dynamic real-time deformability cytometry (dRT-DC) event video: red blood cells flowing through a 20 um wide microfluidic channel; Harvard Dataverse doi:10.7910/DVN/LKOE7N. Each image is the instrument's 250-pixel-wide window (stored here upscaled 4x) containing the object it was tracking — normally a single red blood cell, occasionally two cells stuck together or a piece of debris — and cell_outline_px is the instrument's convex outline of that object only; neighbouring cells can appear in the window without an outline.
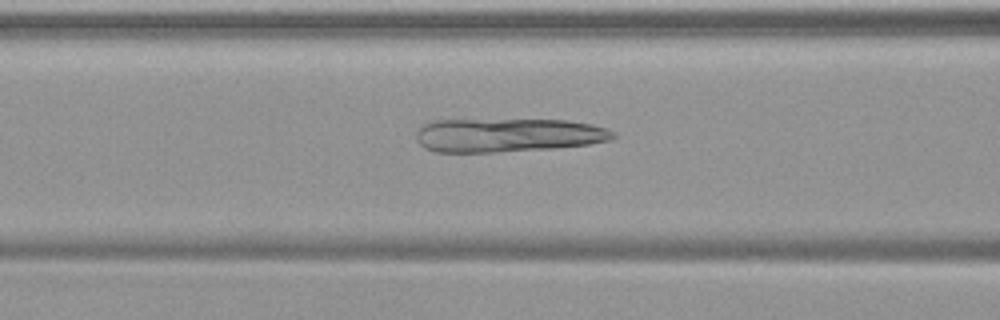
{"species": "common noctule bat (a hibernating species)", "species_latin": "Nyctalus noctula", "temperature_condition": "warm", "stored_images_in_passage": 53, "camera_frame_rate_fps": 3000, "um_per_image_px": 0.085, "animal": {"sex": "female", "body_mass_g": 19.9}, "frame": {"image": 1, "passage_image": 22, "time_ms": 7.0, "image_size_px": [1000, 320], "cell_outline_px": [[616, 136], [608, 140], [588, 144], [556, 148], [496, 152], [436, 152], [424, 148], [416, 140], [416, 132], [424, 124], [432, 120], [568, 120], [592, 124], [608, 128], [616, 132]], "centroid_in_image_um": [43.17, 11.49], "position_along_channel_um": 123.4, "area_um2": 38.9}}
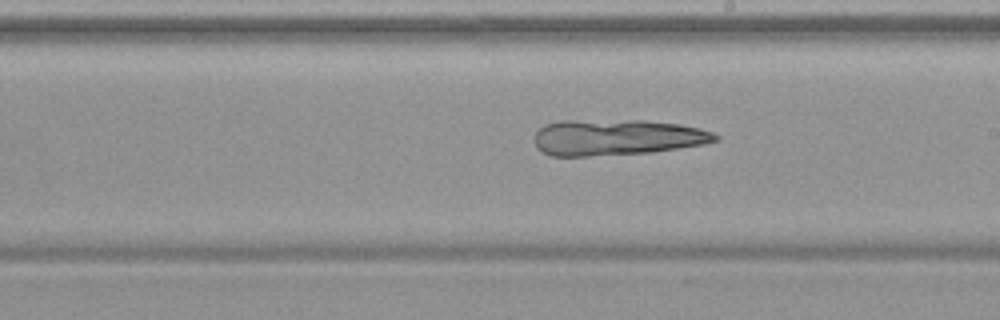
{"frame": {"image": 2, "passage_image": 31, "time_ms": 10.0, "image_size_px": [1000, 320], "cell_outline_px": [[720, 140], [704, 144], [652, 152], [588, 156], [552, 156], [536, 148], [536, 132], [544, 124], [560, 120], [644, 120], [680, 124], [700, 128], [712, 132], [720, 136]], "centroid_in_image_um": [52.45, 11.66], "position_along_channel_um": 236.6, "area_um2": 38.09}}
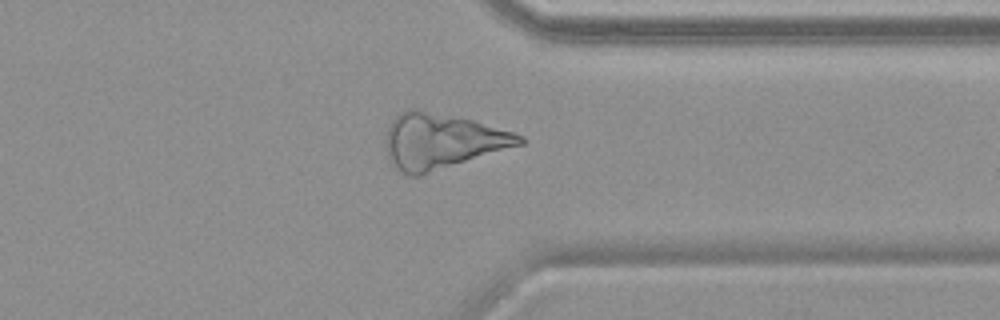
{"frame": {"image": 3, "passage_image": 42, "time_ms": 13.667, "image_size_px": [1000, 320], "cell_outline_px": [[524, 144], [420, 176], [408, 176], [400, 172], [388, 160], [384, 140], [388, 128], [392, 120], [400, 112], [408, 108], [416, 108], [472, 120], [512, 132], [524, 136]], "centroid_in_image_um": [37.51, 12.01], "position_along_channel_um": 373.9, "area_um2": 43.35}}